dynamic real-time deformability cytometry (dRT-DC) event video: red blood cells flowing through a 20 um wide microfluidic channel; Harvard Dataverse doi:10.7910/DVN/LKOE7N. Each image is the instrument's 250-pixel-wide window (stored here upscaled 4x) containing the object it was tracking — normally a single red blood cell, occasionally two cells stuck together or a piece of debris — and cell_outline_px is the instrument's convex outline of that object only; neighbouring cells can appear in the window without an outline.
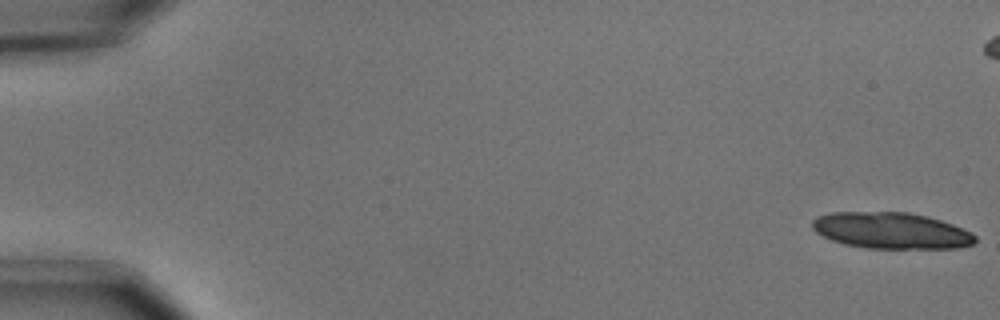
{"species": "common noctule bat (a hibernating species)", "species_latin": "Nyctalus noctula", "temperature_condition": "cold", "stored_images_in_passage": 24, "camera_frame_rate_fps": 3000, "um_per_image_px": 0.085, "animal": {"sex": "male", "body_mass_g": 15.6}, "frame": {"image": 1, "passage_image": 1, "time_ms": 0.0, "image_size_px": [1000, 320], "cell_outline_px": [[976, 240], [972, 244], [956, 248], [868, 248], [844, 244], [832, 240], [816, 232], [812, 228], [812, 220], [816, 216], [832, 212], [908, 212], [928, 216], [952, 224], [972, 232], [976, 236]], "centroid_in_image_um": [75.74, 19.59], "position_along_channel_um": 9.3, "area_um2": 34.45}}